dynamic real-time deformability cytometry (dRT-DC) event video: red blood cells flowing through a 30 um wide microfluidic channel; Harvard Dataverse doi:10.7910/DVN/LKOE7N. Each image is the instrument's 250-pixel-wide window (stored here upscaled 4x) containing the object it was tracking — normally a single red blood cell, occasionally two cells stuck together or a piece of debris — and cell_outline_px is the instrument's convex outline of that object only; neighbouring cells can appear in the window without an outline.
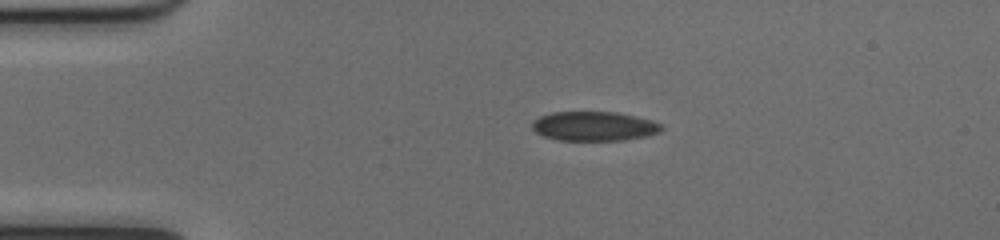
{"species": "common noctule bat (a hibernating species)", "species_latin": "Nyctalus noctula", "temperature_condition": "cold", "stored_images_in_passage": 51, "camera_frame_rate_fps": 3000, "um_per_image_px": 0.085, "animal": {"sex": "female", "body_mass_g": 17.0, "forearm_length_mm": 48.0}, "frame": {"image": 1, "passage_image": 10, "time_ms": 3.0, "image_size_px": [1000, 240], "cell_outline_px": [[664, 128], [660, 132], [648, 136], [624, 140], [560, 140], [544, 136], [536, 132], [532, 128], [532, 124], [540, 116], [552, 112], [616, 112], [636, 116], [652, 120], [660, 124]], "centroid_in_image_um": [50.54, 10.73], "position_along_channel_um": 34.5, "area_um2": 22.08}}
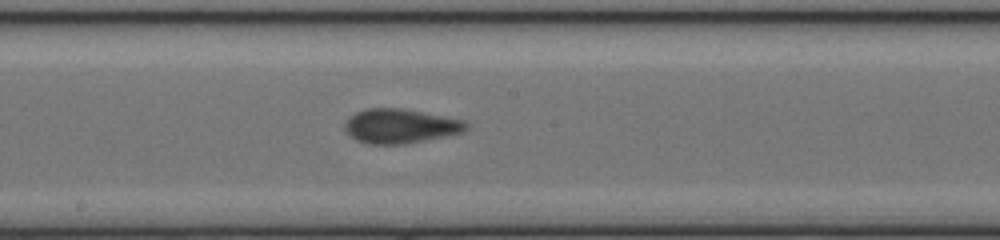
{"frame": {"image": 2, "passage_image": 27, "time_ms": 8.667, "image_size_px": [1000, 240], "cell_outline_px": [[468, 128], [460, 132], [444, 136], [404, 144], [368, 144], [356, 140], [344, 128], [344, 124], [356, 112], [368, 108], [400, 108], [464, 120], [468, 124]], "centroid_in_image_um": [34.01, 10.72], "position_along_channel_um": 214.2, "area_um2": 23.87}}
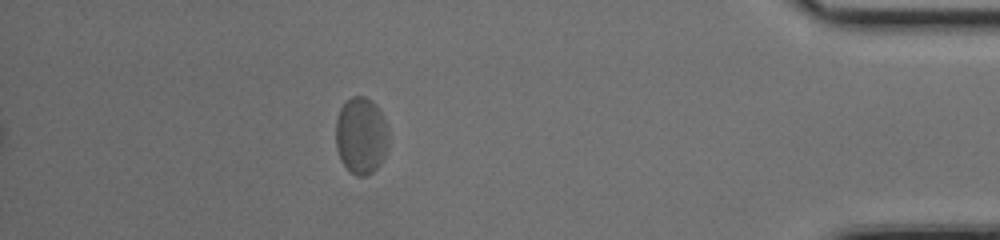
{"frame": {"image": 3, "passage_image": 45, "time_ms": 14.667, "image_size_px": [1000, 240], "cell_outline_px": [[388, 148], [380, 164], [368, 176], [356, 176], [348, 172], [340, 160], [336, 148], [336, 120], [340, 108], [352, 96], [364, 96], [372, 100], [384, 116], [388, 136]], "centroid_in_image_um": [30.69, 11.56], "position_along_channel_um": 404.5, "area_um2": 23.99}, "authors_computed_cell_mechanics": {"area_um2": 23.5246, "velocity_mm_per_s": 3.9578, "shape_relaxation_time_tau1_ms": 3.9623, "shape_relaxation_time_tau2_ms": 0.9679, "deformation_change_tau1": 0.0832, "deformation_change_tau2": 0.0423}}